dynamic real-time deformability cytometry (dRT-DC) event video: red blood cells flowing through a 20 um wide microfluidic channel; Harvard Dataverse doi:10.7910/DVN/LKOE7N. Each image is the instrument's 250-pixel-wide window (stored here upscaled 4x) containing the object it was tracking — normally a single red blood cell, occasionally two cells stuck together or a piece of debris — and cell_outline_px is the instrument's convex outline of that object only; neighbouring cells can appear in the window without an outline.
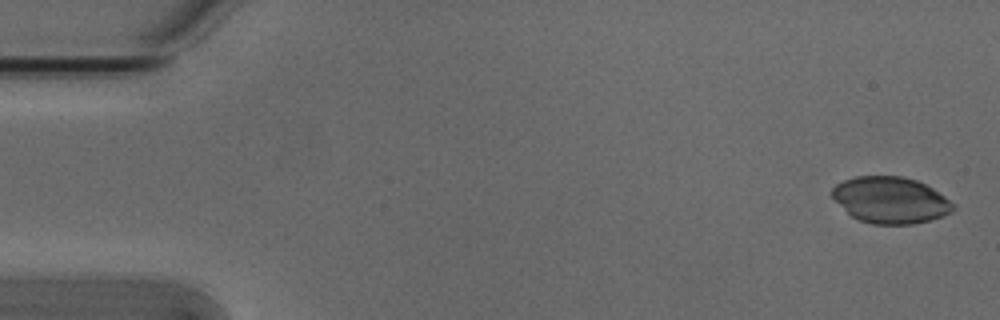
{"species": "Egyptian fruit bat (a non-hibernating species)", "species_latin": "Rousettus aegyptiacus", "temperature_condition": "cold", "stored_images_in_passage": 7, "camera_frame_rate_fps": 3000, "um_per_image_px": 0.085, "animal": {"sex": "male"}, "frame": {"image": 1, "passage_image": 1, "time_ms": 0.0, "image_size_px": [1000, 320], "cell_outline_px": [[956, 208], [952, 212], [928, 220], [912, 224], [872, 224], [860, 220], [852, 216], [832, 196], [832, 188], [836, 184], [844, 180], [856, 176], [904, 176], [916, 180], [932, 188], [956, 204]], "centroid_in_image_um": [75.71, 17.0], "position_along_channel_um": 9.3, "area_um2": 32.48}}